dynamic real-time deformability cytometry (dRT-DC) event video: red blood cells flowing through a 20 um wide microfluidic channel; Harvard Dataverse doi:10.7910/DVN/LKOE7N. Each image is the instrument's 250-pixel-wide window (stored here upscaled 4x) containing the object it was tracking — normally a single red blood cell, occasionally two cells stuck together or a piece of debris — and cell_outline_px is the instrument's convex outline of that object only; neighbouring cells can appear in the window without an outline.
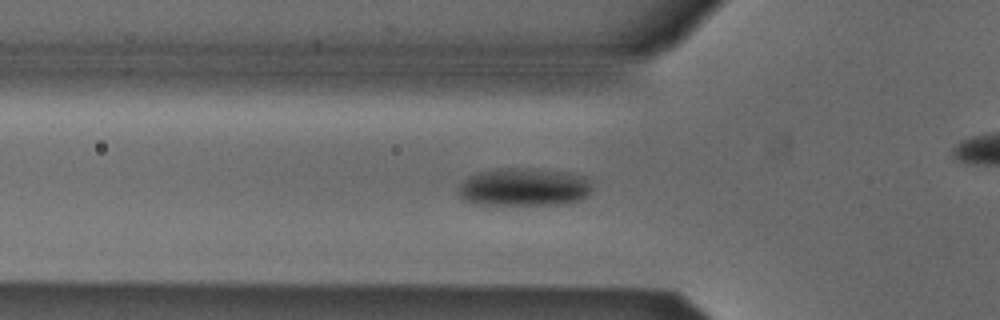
{"species": "Egyptian fruit bat (a non-hibernating species)", "species_latin": "Rousettus aegyptiacus", "temperature_condition": "cold", "stored_images_in_passage": 31, "camera_frame_rate_fps": 3000, "um_per_image_px": 0.085, "animal": {"sex": "male"}, "frame": {"image": 1, "passage_image": 8, "time_ms": 2.333, "image_size_px": [1000, 320], "cell_outline_px": [[592, 192], [588, 196], [580, 200], [556, 204], [480, 204], [464, 200], [456, 192], [456, 188], [468, 176], [476, 172], [496, 168], [532, 168], [568, 172], [588, 176], [592, 180]], "centroid_in_image_um": [44.56, 15.88], "position_along_channel_um": 81.2, "area_um2": 30.17}}
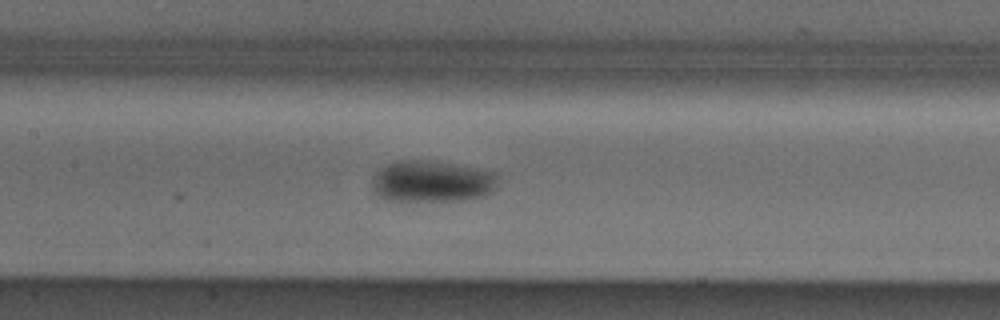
{"frame": {"image": 2, "passage_image": 15, "time_ms": 4.667, "image_size_px": [1000, 320], "cell_outline_px": [[496, 184], [492, 192], [484, 196], [464, 200], [388, 200], [380, 196], [372, 188], [372, 180], [376, 172], [380, 168], [388, 164], [400, 160], [432, 160], [492, 172], [496, 176]], "centroid_in_image_um": [36.68, 15.41], "position_along_channel_um": 170.7, "area_um2": 30.0}}
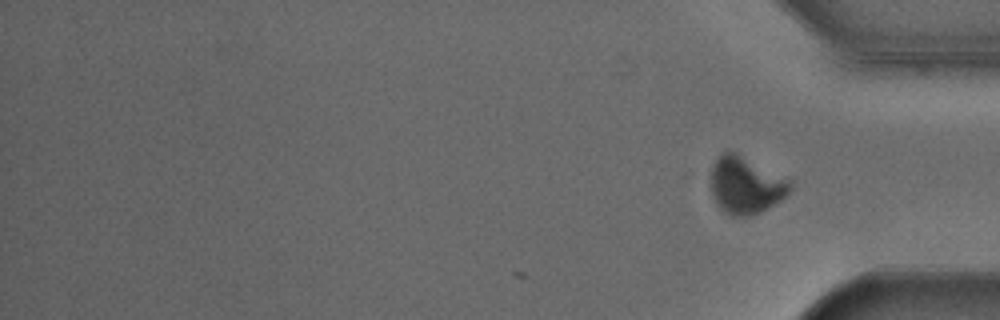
{"frame": {"image": 3, "passage_image": 31, "time_ms": 10.0, "image_size_px": [1000, 320], "cell_outline_px": [[792, 188], [780, 200], [768, 208], [760, 212], [748, 216], [732, 216], [724, 212], [720, 208], [712, 196], [712, 164], [728, 148], [792, 180]], "centroid_in_image_um": [63.4, 15.73], "position_along_channel_um": 371.8, "area_um2": 26.41}, "authors_computed_cell_mechanics": {"area_um2": 28.7266, "velocity_mm_per_s": 3.8148, "shape_relaxation_time_tau1_ms": 4.7048, "shape_relaxation_time_tau2_ms": 2.4168, "deformation_change_tau1": 0.1251, "deformation_change_tau2": 0.0304}}